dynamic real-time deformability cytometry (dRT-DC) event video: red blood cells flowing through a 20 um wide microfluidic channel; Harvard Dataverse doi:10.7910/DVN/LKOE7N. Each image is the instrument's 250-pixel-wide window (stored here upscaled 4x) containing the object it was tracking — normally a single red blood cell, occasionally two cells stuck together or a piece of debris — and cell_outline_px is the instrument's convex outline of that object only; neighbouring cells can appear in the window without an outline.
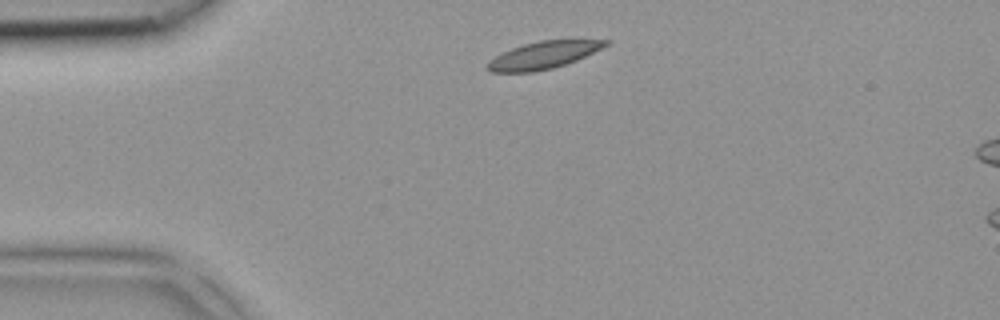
{"species": "common noctule bat (a hibernating species)", "species_latin": "Nyctalus noctula", "temperature_condition": "room temperature", "stored_images_in_passage": 2, "camera_frame_rate_fps": 3000, "um_per_image_px": 0.085, "animal": {"sex": "female", "body_mass_g": 18.4}, "frame": {"image": 1, "passage_image": 1, "time_ms": 0.0, "image_size_px": [1000, 320], "cell_outline_px": [[612, 40], [608, 44], [576, 60], [552, 68], [532, 72], [488, 72], [484, 68], [488, 60], [512, 48], [524, 44], [540, 40], [572, 36]], "centroid_in_image_um": [46.25, 4.62], "position_along_channel_um": 38.8, "area_um2": 19.54}}